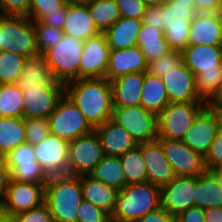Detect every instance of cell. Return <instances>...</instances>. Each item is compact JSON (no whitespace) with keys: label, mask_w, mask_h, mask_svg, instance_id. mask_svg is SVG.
I'll return each instance as SVG.
<instances>
[{"label":"cell","mask_w":222,"mask_h":222,"mask_svg":"<svg viewBox=\"0 0 222 222\" xmlns=\"http://www.w3.org/2000/svg\"><path fill=\"white\" fill-rule=\"evenodd\" d=\"M169 103L162 78L145 72L140 106L158 116Z\"/></svg>","instance_id":"cell-31"},{"label":"cell","mask_w":222,"mask_h":222,"mask_svg":"<svg viewBox=\"0 0 222 222\" xmlns=\"http://www.w3.org/2000/svg\"><path fill=\"white\" fill-rule=\"evenodd\" d=\"M199 98L208 102L217 92L222 82V70H210L195 75Z\"/></svg>","instance_id":"cell-39"},{"label":"cell","mask_w":222,"mask_h":222,"mask_svg":"<svg viewBox=\"0 0 222 222\" xmlns=\"http://www.w3.org/2000/svg\"><path fill=\"white\" fill-rule=\"evenodd\" d=\"M138 146L145 162L149 183L161 187L176 177L158 139L138 143Z\"/></svg>","instance_id":"cell-19"},{"label":"cell","mask_w":222,"mask_h":222,"mask_svg":"<svg viewBox=\"0 0 222 222\" xmlns=\"http://www.w3.org/2000/svg\"><path fill=\"white\" fill-rule=\"evenodd\" d=\"M25 142V119L0 117V155H7L18 145Z\"/></svg>","instance_id":"cell-34"},{"label":"cell","mask_w":222,"mask_h":222,"mask_svg":"<svg viewBox=\"0 0 222 222\" xmlns=\"http://www.w3.org/2000/svg\"><path fill=\"white\" fill-rule=\"evenodd\" d=\"M204 160L207 171L222 167V128L212 141Z\"/></svg>","instance_id":"cell-45"},{"label":"cell","mask_w":222,"mask_h":222,"mask_svg":"<svg viewBox=\"0 0 222 222\" xmlns=\"http://www.w3.org/2000/svg\"><path fill=\"white\" fill-rule=\"evenodd\" d=\"M109 53L110 47L103 33L85 40L80 62V79L105 78Z\"/></svg>","instance_id":"cell-18"},{"label":"cell","mask_w":222,"mask_h":222,"mask_svg":"<svg viewBox=\"0 0 222 222\" xmlns=\"http://www.w3.org/2000/svg\"><path fill=\"white\" fill-rule=\"evenodd\" d=\"M16 84L21 90H26V87L65 86L54 77L42 54L25 60Z\"/></svg>","instance_id":"cell-23"},{"label":"cell","mask_w":222,"mask_h":222,"mask_svg":"<svg viewBox=\"0 0 222 222\" xmlns=\"http://www.w3.org/2000/svg\"><path fill=\"white\" fill-rule=\"evenodd\" d=\"M110 214L83 199L77 212L76 222H108Z\"/></svg>","instance_id":"cell-44"},{"label":"cell","mask_w":222,"mask_h":222,"mask_svg":"<svg viewBox=\"0 0 222 222\" xmlns=\"http://www.w3.org/2000/svg\"><path fill=\"white\" fill-rule=\"evenodd\" d=\"M10 181V170L5 156L0 155V204L2 203Z\"/></svg>","instance_id":"cell-52"},{"label":"cell","mask_w":222,"mask_h":222,"mask_svg":"<svg viewBox=\"0 0 222 222\" xmlns=\"http://www.w3.org/2000/svg\"><path fill=\"white\" fill-rule=\"evenodd\" d=\"M197 176H176L160 187V207L177 217L194 206L195 182Z\"/></svg>","instance_id":"cell-16"},{"label":"cell","mask_w":222,"mask_h":222,"mask_svg":"<svg viewBox=\"0 0 222 222\" xmlns=\"http://www.w3.org/2000/svg\"><path fill=\"white\" fill-rule=\"evenodd\" d=\"M121 17L142 20L146 5L142 0H115Z\"/></svg>","instance_id":"cell-47"},{"label":"cell","mask_w":222,"mask_h":222,"mask_svg":"<svg viewBox=\"0 0 222 222\" xmlns=\"http://www.w3.org/2000/svg\"><path fill=\"white\" fill-rule=\"evenodd\" d=\"M90 175L118 191L127 185L119 156L105 155Z\"/></svg>","instance_id":"cell-33"},{"label":"cell","mask_w":222,"mask_h":222,"mask_svg":"<svg viewBox=\"0 0 222 222\" xmlns=\"http://www.w3.org/2000/svg\"><path fill=\"white\" fill-rule=\"evenodd\" d=\"M69 144L67 140L49 134L33 145L36 160L48 178L67 175Z\"/></svg>","instance_id":"cell-13"},{"label":"cell","mask_w":222,"mask_h":222,"mask_svg":"<svg viewBox=\"0 0 222 222\" xmlns=\"http://www.w3.org/2000/svg\"><path fill=\"white\" fill-rule=\"evenodd\" d=\"M27 57L0 51V84L17 83Z\"/></svg>","instance_id":"cell-38"},{"label":"cell","mask_w":222,"mask_h":222,"mask_svg":"<svg viewBox=\"0 0 222 222\" xmlns=\"http://www.w3.org/2000/svg\"><path fill=\"white\" fill-rule=\"evenodd\" d=\"M197 13L222 12V0H194Z\"/></svg>","instance_id":"cell-50"},{"label":"cell","mask_w":222,"mask_h":222,"mask_svg":"<svg viewBox=\"0 0 222 222\" xmlns=\"http://www.w3.org/2000/svg\"><path fill=\"white\" fill-rule=\"evenodd\" d=\"M65 94L94 129L112 118V85L106 78L71 80L65 83Z\"/></svg>","instance_id":"cell-1"},{"label":"cell","mask_w":222,"mask_h":222,"mask_svg":"<svg viewBox=\"0 0 222 222\" xmlns=\"http://www.w3.org/2000/svg\"><path fill=\"white\" fill-rule=\"evenodd\" d=\"M167 0H142V2L148 6H161Z\"/></svg>","instance_id":"cell-58"},{"label":"cell","mask_w":222,"mask_h":222,"mask_svg":"<svg viewBox=\"0 0 222 222\" xmlns=\"http://www.w3.org/2000/svg\"><path fill=\"white\" fill-rule=\"evenodd\" d=\"M0 222H15L14 217L0 208Z\"/></svg>","instance_id":"cell-57"},{"label":"cell","mask_w":222,"mask_h":222,"mask_svg":"<svg viewBox=\"0 0 222 222\" xmlns=\"http://www.w3.org/2000/svg\"><path fill=\"white\" fill-rule=\"evenodd\" d=\"M137 46L145 56L147 62L158 59L171 51L164 39V30L142 23L137 36Z\"/></svg>","instance_id":"cell-32"},{"label":"cell","mask_w":222,"mask_h":222,"mask_svg":"<svg viewBox=\"0 0 222 222\" xmlns=\"http://www.w3.org/2000/svg\"><path fill=\"white\" fill-rule=\"evenodd\" d=\"M48 123L50 134L68 142L95 130L66 94L59 100L56 109L48 117Z\"/></svg>","instance_id":"cell-8"},{"label":"cell","mask_w":222,"mask_h":222,"mask_svg":"<svg viewBox=\"0 0 222 222\" xmlns=\"http://www.w3.org/2000/svg\"><path fill=\"white\" fill-rule=\"evenodd\" d=\"M182 62V52L171 50L162 57L148 62L146 72L162 78L167 72L175 69Z\"/></svg>","instance_id":"cell-41"},{"label":"cell","mask_w":222,"mask_h":222,"mask_svg":"<svg viewBox=\"0 0 222 222\" xmlns=\"http://www.w3.org/2000/svg\"><path fill=\"white\" fill-rule=\"evenodd\" d=\"M23 92L13 84H0V117L23 118Z\"/></svg>","instance_id":"cell-37"},{"label":"cell","mask_w":222,"mask_h":222,"mask_svg":"<svg viewBox=\"0 0 222 222\" xmlns=\"http://www.w3.org/2000/svg\"><path fill=\"white\" fill-rule=\"evenodd\" d=\"M173 222H181L177 217H174Z\"/></svg>","instance_id":"cell-62"},{"label":"cell","mask_w":222,"mask_h":222,"mask_svg":"<svg viewBox=\"0 0 222 222\" xmlns=\"http://www.w3.org/2000/svg\"><path fill=\"white\" fill-rule=\"evenodd\" d=\"M142 23L164 30L163 4L161 6H148L142 18Z\"/></svg>","instance_id":"cell-49"},{"label":"cell","mask_w":222,"mask_h":222,"mask_svg":"<svg viewBox=\"0 0 222 222\" xmlns=\"http://www.w3.org/2000/svg\"><path fill=\"white\" fill-rule=\"evenodd\" d=\"M119 157L127 185L148 182L147 170L139 146Z\"/></svg>","instance_id":"cell-36"},{"label":"cell","mask_w":222,"mask_h":222,"mask_svg":"<svg viewBox=\"0 0 222 222\" xmlns=\"http://www.w3.org/2000/svg\"><path fill=\"white\" fill-rule=\"evenodd\" d=\"M194 206L203 210L222 207V187L211 171L197 176L195 182Z\"/></svg>","instance_id":"cell-30"},{"label":"cell","mask_w":222,"mask_h":222,"mask_svg":"<svg viewBox=\"0 0 222 222\" xmlns=\"http://www.w3.org/2000/svg\"><path fill=\"white\" fill-rule=\"evenodd\" d=\"M222 128V113L205 107L195 118L185 133L182 142L203 157L207 154L212 141Z\"/></svg>","instance_id":"cell-11"},{"label":"cell","mask_w":222,"mask_h":222,"mask_svg":"<svg viewBox=\"0 0 222 222\" xmlns=\"http://www.w3.org/2000/svg\"><path fill=\"white\" fill-rule=\"evenodd\" d=\"M95 131L100 138L104 154L107 156H122L138 146L131 134L111 119L95 128Z\"/></svg>","instance_id":"cell-24"},{"label":"cell","mask_w":222,"mask_h":222,"mask_svg":"<svg viewBox=\"0 0 222 222\" xmlns=\"http://www.w3.org/2000/svg\"><path fill=\"white\" fill-rule=\"evenodd\" d=\"M59 8H67L65 0H30V8L26 16L33 21H40L49 13L59 12Z\"/></svg>","instance_id":"cell-42"},{"label":"cell","mask_w":222,"mask_h":222,"mask_svg":"<svg viewBox=\"0 0 222 222\" xmlns=\"http://www.w3.org/2000/svg\"><path fill=\"white\" fill-rule=\"evenodd\" d=\"M211 172L216 176V178L218 179V181L222 187V168H217V169L211 170Z\"/></svg>","instance_id":"cell-59"},{"label":"cell","mask_w":222,"mask_h":222,"mask_svg":"<svg viewBox=\"0 0 222 222\" xmlns=\"http://www.w3.org/2000/svg\"><path fill=\"white\" fill-rule=\"evenodd\" d=\"M108 222H138V221H130L125 219L115 218L110 215Z\"/></svg>","instance_id":"cell-61"},{"label":"cell","mask_w":222,"mask_h":222,"mask_svg":"<svg viewBox=\"0 0 222 222\" xmlns=\"http://www.w3.org/2000/svg\"><path fill=\"white\" fill-rule=\"evenodd\" d=\"M147 64L145 56L137 45L126 49L110 50L105 78L111 81L129 73H145Z\"/></svg>","instance_id":"cell-22"},{"label":"cell","mask_w":222,"mask_h":222,"mask_svg":"<svg viewBox=\"0 0 222 222\" xmlns=\"http://www.w3.org/2000/svg\"><path fill=\"white\" fill-rule=\"evenodd\" d=\"M0 51L27 58L39 55L34 21L26 15L0 14Z\"/></svg>","instance_id":"cell-4"},{"label":"cell","mask_w":222,"mask_h":222,"mask_svg":"<svg viewBox=\"0 0 222 222\" xmlns=\"http://www.w3.org/2000/svg\"><path fill=\"white\" fill-rule=\"evenodd\" d=\"M13 217L15 222H54L45 203Z\"/></svg>","instance_id":"cell-46"},{"label":"cell","mask_w":222,"mask_h":222,"mask_svg":"<svg viewBox=\"0 0 222 222\" xmlns=\"http://www.w3.org/2000/svg\"><path fill=\"white\" fill-rule=\"evenodd\" d=\"M176 176H199L207 171L202 155L180 140L157 138Z\"/></svg>","instance_id":"cell-15"},{"label":"cell","mask_w":222,"mask_h":222,"mask_svg":"<svg viewBox=\"0 0 222 222\" xmlns=\"http://www.w3.org/2000/svg\"><path fill=\"white\" fill-rule=\"evenodd\" d=\"M23 92V118H46L54 112L65 94V86L26 87Z\"/></svg>","instance_id":"cell-17"},{"label":"cell","mask_w":222,"mask_h":222,"mask_svg":"<svg viewBox=\"0 0 222 222\" xmlns=\"http://www.w3.org/2000/svg\"><path fill=\"white\" fill-rule=\"evenodd\" d=\"M65 18L66 8H59V12L49 13V15L43 17L40 22L50 27L62 29Z\"/></svg>","instance_id":"cell-53"},{"label":"cell","mask_w":222,"mask_h":222,"mask_svg":"<svg viewBox=\"0 0 222 222\" xmlns=\"http://www.w3.org/2000/svg\"><path fill=\"white\" fill-rule=\"evenodd\" d=\"M36 32V45L40 54H43L48 48L57 44L64 36L60 28H54L42 24L40 21H34Z\"/></svg>","instance_id":"cell-40"},{"label":"cell","mask_w":222,"mask_h":222,"mask_svg":"<svg viewBox=\"0 0 222 222\" xmlns=\"http://www.w3.org/2000/svg\"><path fill=\"white\" fill-rule=\"evenodd\" d=\"M83 199L112 215L119 191L105 185L90 174L80 175Z\"/></svg>","instance_id":"cell-28"},{"label":"cell","mask_w":222,"mask_h":222,"mask_svg":"<svg viewBox=\"0 0 222 222\" xmlns=\"http://www.w3.org/2000/svg\"><path fill=\"white\" fill-rule=\"evenodd\" d=\"M160 207V187L149 182L128 184L119 191L114 212L115 218L138 221Z\"/></svg>","instance_id":"cell-3"},{"label":"cell","mask_w":222,"mask_h":222,"mask_svg":"<svg viewBox=\"0 0 222 222\" xmlns=\"http://www.w3.org/2000/svg\"><path fill=\"white\" fill-rule=\"evenodd\" d=\"M170 103L204 102L197 95L195 75L182 62L162 77Z\"/></svg>","instance_id":"cell-20"},{"label":"cell","mask_w":222,"mask_h":222,"mask_svg":"<svg viewBox=\"0 0 222 222\" xmlns=\"http://www.w3.org/2000/svg\"><path fill=\"white\" fill-rule=\"evenodd\" d=\"M84 42L69 35L42 55L51 67L54 77L62 83L80 79V62Z\"/></svg>","instance_id":"cell-6"},{"label":"cell","mask_w":222,"mask_h":222,"mask_svg":"<svg viewBox=\"0 0 222 222\" xmlns=\"http://www.w3.org/2000/svg\"><path fill=\"white\" fill-rule=\"evenodd\" d=\"M207 107L222 113V82L215 95L206 103Z\"/></svg>","instance_id":"cell-56"},{"label":"cell","mask_w":222,"mask_h":222,"mask_svg":"<svg viewBox=\"0 0 222 222\" xmlns=\"http://www.w3.org/2000/svg\"><path fill=\"white\" fill-rule=\"evenodd\" d=\"M145 73H129L111 80L113 107L140 105Z\"/></svg>","instance_id":"cell-26"},{"label":"cell","mask_w":222,"mask_h":222,"mask_svg":"<svg viewBox=\"0 0 222 222\" xmlns=\"http://www.w3.org/2000/svg\"><path fill=\"white\" fill-rule=\"evenodd\" d=\"M86 5L94 25L100 33L108 30L121 17L115 0H93Z\"/></svg>","instance_id":"cell-35"},{"label":"cell","mask_w":222,"mask_h":222,"mask_svg":"<svg viewBox=\"0 0 222 222\" xmlns=\"http://www.w3.org/2000/svg\"><path fill=\"white\" fill-rule=\"evenodd\" d=\"M142 26V20L120 17L105 35L110 50L126 49L137 45V36Z\"/></svg>","instance_id":"cell-29"},{"label":"cell","mask_w":222,"mask_h":222,"mask_svg":"<svg viewBox=\"0 0 222 222\" xmlns=\"http://www.w3.org/2000/svg\"><path fill=\"white\" fill-rule=\"evenodd\" d=\"M205 222H222V207L204 210Z\"/></svg>","instance_id":"cell-55"},{"label":"cell","mask_w":222,"mask_h":222,"mask_svg":"<svg viewBox=\"0 0 222 222\" xmlns=\"http://www.w3.org/2000/svg\"><path fill=\"white\" fill-rule=\"evenodd\" d=\"M62 30L64 35L72 36L83 42L100 33L90 17L86 4L67 3L66 18Z\"/></svg>","instance_id":"cell-27"},{"label":"cell","mask_w":222,"mask_h":222,"mask_svg":"<svg viewBox=\"0 0 222 222\" xmlns=\"http://www.w3.org/2000/svg\"><path fill=\"white\" fill-rule=\"evenodd\" d=\"M82 200L80 176L51 177L45 184V204L54 222H76Z\"/></svg>","instance_id":"cell-2"},{"label":"cell","mask_w":222,"mask_h":222,"mask_svg":"<svg viewBox=\"0 0 222 222\" xmlns=\"http://www.w3.org/2000/svg\"><path fill=\"white\" fill-rule=\"evenodd\" d=\"M183 62L194 74L222 70L221 46L188 45L183 51Z\"/></svg>","instance_id":"cell-25"},{"label":"cell","mask_w":222,"mask_h":222,"mask_svg":"<svg viewBox=\"0 0 222 222\" xmlns=\"http://www.w3.org/2000/svg\"><path fill=\"white\" fill-rule=\"evenodd\" d=\"M45 203V184L10 180L0 208L15 216Z\"/></svg>","instance_id":"cell-14"},{"label":"cell","mask_w":222,"mask_h":222,"mask_svg":"<svg viewBox=\"0 0 222 222\" xmlns=\"http://www.w3.org/2000/svg\"><path fill=\"white\" fill-rule=\"evenodd\" d=\"M111 120L125 128L137 143L158 138L157 116L140 105L113 107Z\"/></svg>","instance_id":"cell-10"},{"label":"cell","mask_w":222,"mask_h":222,"mask_svg":"<svg viewBox=\"0 0 222 222\" xmlns=\"http://www.w3.org/2000/svg\"><path fill=\"white\" fill-rule=\"evenodd\" d=\"M197 11L194 0H167L163 3L164 39L173 51L189 45L190 23Z\"/></svg>","instance_id":"cell-5"},{"label":"cell","mask_w":222,"mask_h":222,"mask_svg":"<svg viewBox=\"0 0 222 222\" xmlns=\"http://www.w3.org/2000/svg\"><path fill=\"white\" fill-rule=\"evenodd\" d=\"M177 218L181 222H205L204 210L197 206H192L181 212Z\"/></svg>","instance_id":"cell-54"},{"label":"cell","mask_w":222,"mask_h":222,"mask_svg":"<svg viewBox=\"0 0 222 222\" xmlns=\"http://www.w3.org/2000/svg\"><path fill=\"white\" fill-rule=\"evenodd\" d=\"M30 0H0V14L2 15H27Z\"/></svg>","instance_id":"cell-48"},{"label":"cell","mask_w":222,"mask_h":222,"mask_svg":"<svg viewBox=\"0 0 222 222\" xmlns=\"http://www.w3.org/2000/svg\"><path fill=\"white\" fill-rule=\"evenodd\" d=\"M10 170V180L46 184L49 178L35 157L33 145L22 143L5 155Z\"/></svg>","instance_id":"cell-12"},{"label":"cell","mask_w":222,"mask_h":222,"mask_svg":"<svg viewBox=\"0 0 222 222\" xmlns=\"http://www.w3.org/2000/svg\"><path fill=\"white\" fill-rule=\"evenodd\" d=\"M66 3H72V4H88L92 2L93 0H65Z\"/></svg>","instance_id":"cell-60"},{"label":"cell","mask_w":222,"mask_h":222,"mask_svg":"<svg viewBox=\"0 0 222 222\" xmlns=\"http://www.w3.org/2000/svg\"><path fill=\"white\" fill-rule=\"evenodd\" d=\"M206 106V102L169 103L157 116L158 138L182 141Z\"/></svg>","instance_id":"cell-7"},{"label":"cell","mask_w":222,"mask_h":222,"mask_svg":"<svg viewBox=\"0 0 222 222\" xmlns=\"http://www.w3.org/2000/svg\"><path fill=\"white\" fill-rule=\"evenodd\" d=\"M174 215L169 214L164 208L159 207L140 218L138 222H173Z\"/></svg>","instance_id":"cell-51"},{"label":"cell","mask_w":222,"mask_h":222,"mask_svg":"<svg viewBox=\"0 0 222 222\" xmlns=\"http://www.w3.org/2000/svg\"><path fill=\"white\" fill-rule=\"evenodd\" d=\"M50 134L48 119L29 118L25 119V137L26 142L31 145L40 143Z\"/></svg>","instance_id":"cell-43"},{"label":"cell","mask_w":222,"mask_h":222,"mask_svg":"<svg viewBox=\"0 0 222 222\" xmlns=\"http://www.w3.org/2000/svg\"><path fill=\"white\" fill-rule=\"evenodd\" d=\"M105 156L96 131L72 140L68 150L67 175L90 174Z\"/></svg>","instance_id":"cell-9"},{"label":"cell","mask_w":222,"mask_h":222,"mask_svg":"<svg viewBox=\"0 0 222 222\" xmlns=\"http://www.w3.org/2000/svg\"><path fill=\"white\" fill-rule=\"evenodd\" d=\"M222 12L197 13L190 23L189 45L221 46Z\"/></svg>","instance_id":"cell-21"}]
</instances>
